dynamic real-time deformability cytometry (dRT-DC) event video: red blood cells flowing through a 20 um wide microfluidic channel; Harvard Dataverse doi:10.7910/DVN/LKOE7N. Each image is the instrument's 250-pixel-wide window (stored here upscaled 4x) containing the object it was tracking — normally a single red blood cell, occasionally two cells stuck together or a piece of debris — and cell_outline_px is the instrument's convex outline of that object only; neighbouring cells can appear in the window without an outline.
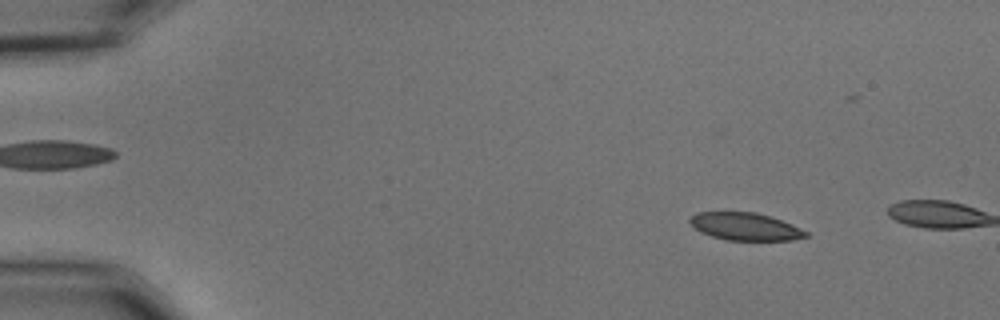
{"species": "common noctule bat (a hibernating species)", "species_latin": "Nyctalus noctula", "temperature_condition": "cold", "stored_images_in_passage": 6, "camera_frame_rate_fps": 3000, "um_per_image_px": 0.085, "animal": {"sex": "male", "body_mass_g": 15.6}, "frame": {"image": 1, "passage_image": 1, "time_ms": 0.0, "image_size_px": [1000, 320], "cell_outline_px": [[808, 236], [792, 240], [724, 240], [700, 232], [688, 220], [696, 212], [756, 212], [792, 224], [808, 232]], "centroid_in_image_um": [63.34, 19.26], "position_along_channel_um": 21.7, "area_um2": 18.5}}